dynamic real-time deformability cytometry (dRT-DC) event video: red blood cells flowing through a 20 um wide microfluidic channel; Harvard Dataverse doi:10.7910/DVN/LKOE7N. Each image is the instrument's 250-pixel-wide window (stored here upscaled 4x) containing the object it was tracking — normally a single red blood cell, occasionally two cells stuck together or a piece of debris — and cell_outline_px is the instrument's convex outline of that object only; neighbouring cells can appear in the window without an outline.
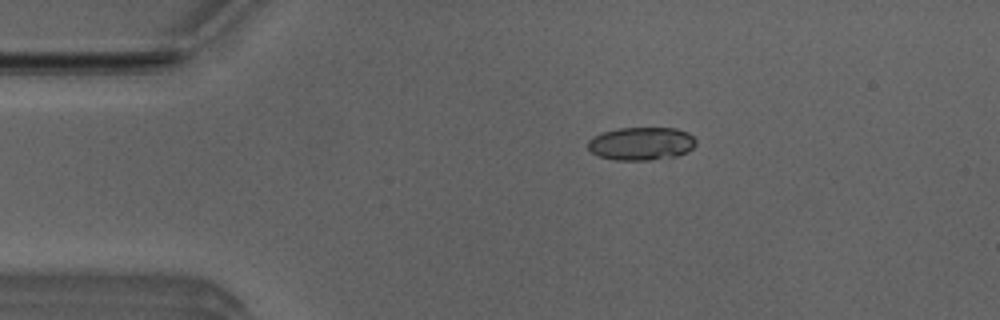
{"species": "Egyptian fruit bat (a non-hibernating species)", "species_latin": "Rousettus aegyptiacus", "temperature_condition": "room temperature", "stored_images_in_passage": 2, "camera_frame_rate_fps": 3000, "um_per_image_px": 0.085, "animal": {"sex": "male"}, "frame": {"image": 1, "passage_image": 1, "time_ms": 0.0, "image_size_px": [1000, 320], "cell_outline_px": [[696, 144], [688, 152], [676, 156], [648, 160], [616, 160], [600, 156], [592, 152], [588, 148], [588, 140], [592, 136], [604, 132], [620, 128], [676, 128], [688, 132], [696, 140]], "centroid_in_image_um": [54.52, 12.2], "position_along_channel_um": 30.5, "area_um2": 20.81}}